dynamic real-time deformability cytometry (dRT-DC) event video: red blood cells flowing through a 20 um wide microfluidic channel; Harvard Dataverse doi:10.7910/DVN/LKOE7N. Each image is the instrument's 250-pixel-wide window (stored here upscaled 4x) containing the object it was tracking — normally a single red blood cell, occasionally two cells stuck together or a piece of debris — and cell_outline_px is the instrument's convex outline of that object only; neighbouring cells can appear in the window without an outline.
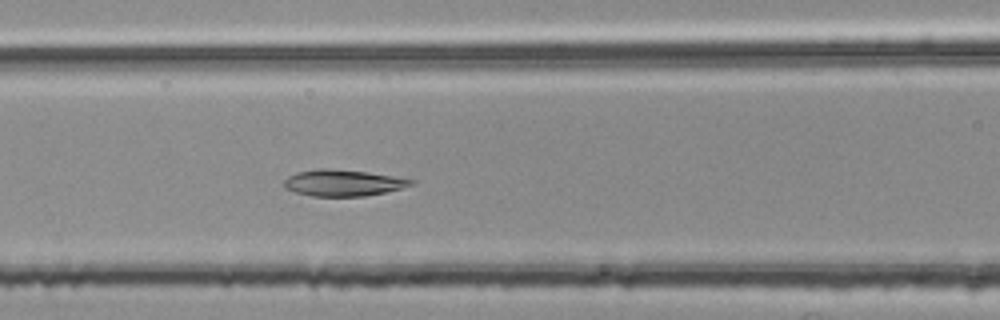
{"species": "common noctule bat (a hibernating species)", "species_latin": "Nyctalus noctula", "temperature_condition": "room temperature", "stored_images_in_passage": 38, "camera_frame_rate_fps": 3000, "um_per_image_px": 0.085, "animal": {"sex": "female", "body_mass_g": 25.1}, "frame": {"image": 1, "passage_image": 9, "time_ms": 2.667, "image_size_px": [1000, 320], "cell_outline_px": [[416, 184], [384, 192], [364, 196], [312, 196], [296, 192], [284, 188], [284, 180], [288, 176], [296, 172], [316, 168], [324, 168], [364, 172], [392, 176], [416, 180]], "centroid_in_image_um": [29.13, 15.54], "position_along_channel_um": 137.5, "area_um2": 19.36}}
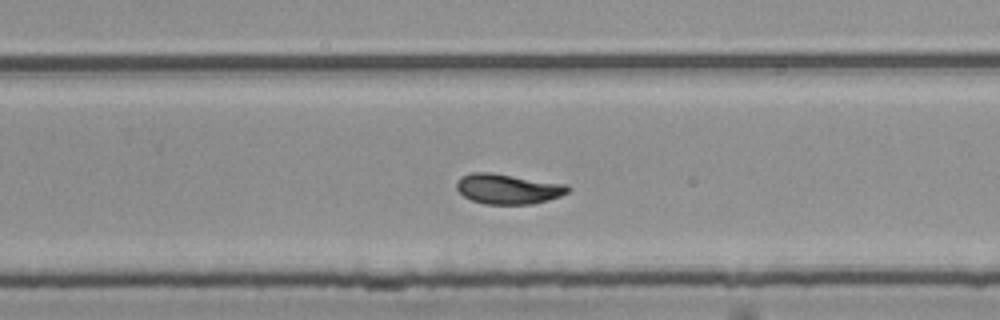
{"frame": {"image": 2, "passage_image": 21, "time_ms": 6.667, "image_size_px": [1000, 320], "cell_outline_px": [[572, 188], [568, 192], [560, 196], [548, 200], [532, 204], [484, 204], [472, 200], [464, 196], [456, 188], [456, 180], [460, 176], [472, 172], [492, 172], [568, 184]], "centroid_in_image_um": [43.18, 16.04], "position_along_channel_um": 286.6, "area_um2": 19.83}}
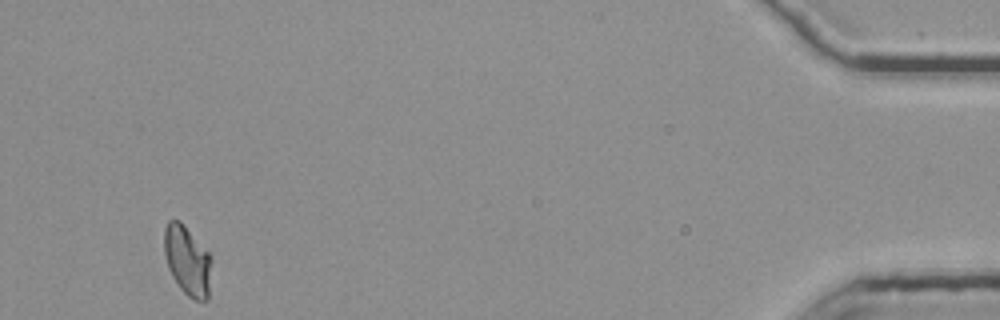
{"frame": {"image": 3, "passage_image": 38, "time_ms": 12.333, "image_size_px": [1000, 320], "cell_outline_px": [[212, 260], [208, 300], [196, 300], [188, 296], [180, 288], [172, 276], [168, 268], [164, 252], [164, 228], [168, 220], [180, 220], [212, 256]], "centroid_in_image_um": [15.93, 22.14], "position_along_channel_um": 419.3, "area_um2": 19.31}, "authors_computed_cell_mechanics": {"area_um2": 19.1896, "velocity_mm_per_s": 3.7426, "shape_relaxation_time_tau1_ms": null, "shape_relaxation_time_tau2_ms": 1.6633, "deformation_change_tau1": null, "deformation_change_tau2": 0.0683}}